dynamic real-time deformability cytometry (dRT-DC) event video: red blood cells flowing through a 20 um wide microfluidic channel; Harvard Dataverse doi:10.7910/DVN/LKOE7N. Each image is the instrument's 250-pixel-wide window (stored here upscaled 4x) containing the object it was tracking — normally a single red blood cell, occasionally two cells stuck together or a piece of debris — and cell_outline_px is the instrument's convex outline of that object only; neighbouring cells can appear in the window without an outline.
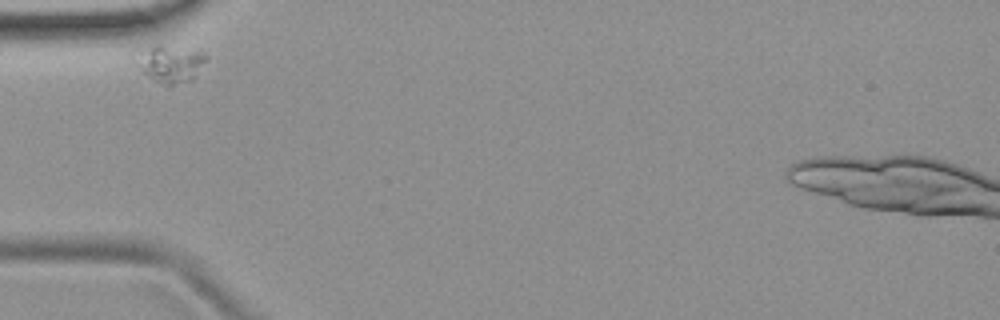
{"species": "common noctule bat (a hibernating species)", "species_latin": "Nyctalus noctula", "temperature_condition": "room temperature", "stored_images_in_passage": 3, "camera_frame_rate_fps": 3000, "um_per_image_px": 0.085, "animal": {"sex": "female", "body_mass_g": 19.9}, "frame": {"image": 1, "passage_image": 1, "time_ms": 0.0, "image_size_px": [1000, 320], "cell_outline_px": [[208, 60], [192, 80], [168, 88], [148, 76], [128, 56], [136, 48], [152, 44], [160, 44], [204, 52], [208, 56]], "centroid_in_image_um": [14.36, 5.38], "position_along_channel_um": 70.6, "area_um2": 16.36}}
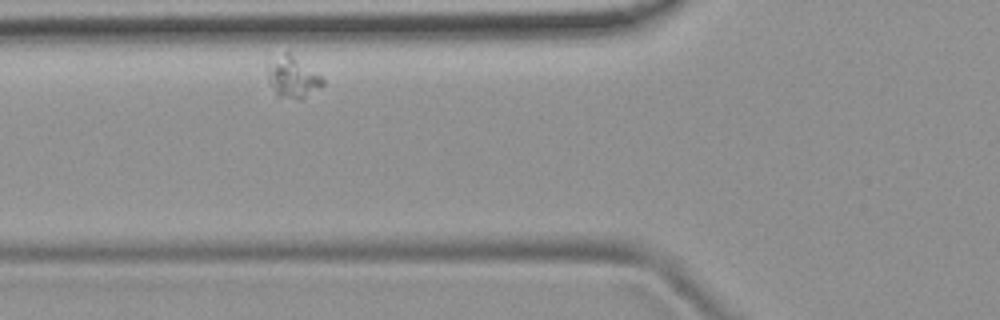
{"frame": {"image": 2, "passage_image": 2, "time_ms": 1.0, "image_size_px": [1000, 320], "cell_outline_px": [[324, 84], [320, 88], [304, 100], [296, 100], [276, 96], [268, 80], [264, 68], [264, 64], [288, 48], [320, 76], [324, 80]], "centroid_in_image_um": [24.82, 6.52], "position_along_channel_um": 101.0, "area_um2": 14.22}}
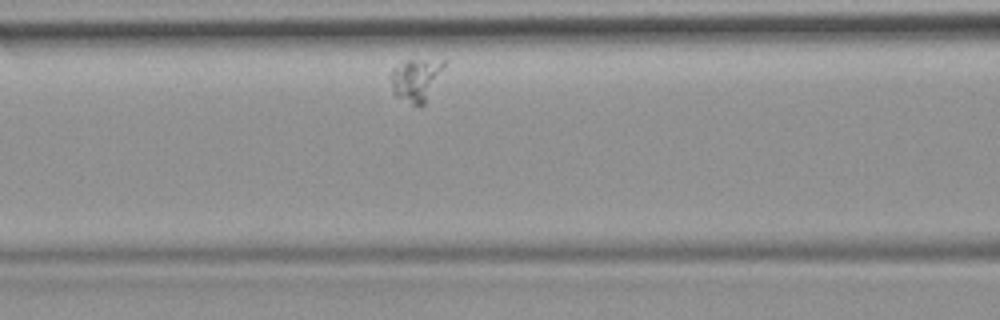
{"frame": {"image": 3, "passage_image": 3, "time_ms": 2.0, "image_size_px": [1000, 320], "cell_outline_px": [[444, 64], [424, 104], [412, 104], [396, 96], [392, 92], [392, 68], [408, 60], [444, 60]], "centroid_in_image_um": [35.31, 6.77], "position_along_channel_um": 131.3, "area_um2": 12.43}}